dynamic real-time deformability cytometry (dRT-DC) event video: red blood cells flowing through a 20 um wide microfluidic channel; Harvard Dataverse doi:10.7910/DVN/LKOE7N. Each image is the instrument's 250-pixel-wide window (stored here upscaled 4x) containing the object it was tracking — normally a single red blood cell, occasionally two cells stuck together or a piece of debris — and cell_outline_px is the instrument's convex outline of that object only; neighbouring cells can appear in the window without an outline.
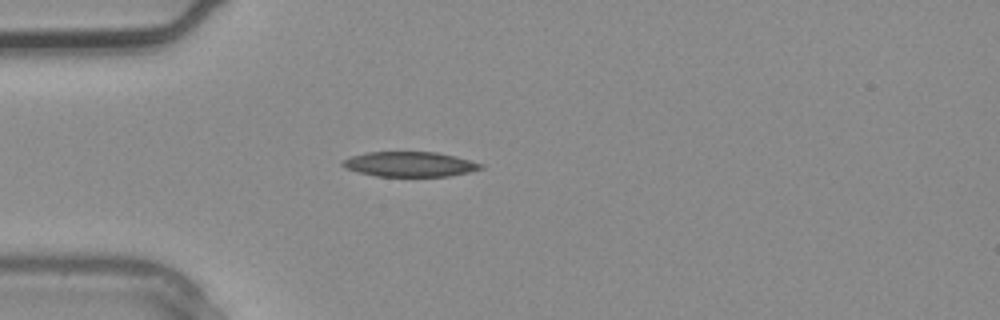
{"species": "common noctule bat (a hibernating species)", "species_latin": "Nyctalus noctula", "temperature_condition": "warm", "stored_images_in_passage": 2, "camera_frame_rate_fps": 3000, "um_per_image_px": 0.085, "animal": {"sex": "male", "body_mass_g": 20.4}, "frame": {"image": 1, "passage_image": 2, "time_ms": 0.333, "image_size_px": [1000, 320], "cell_outline_px": [[484, 168], [468, 172], [448, 176], [376, 176], [344, 168], [340, 164], [344, 160], [352, 156], [368, 152], [436, 152], [456, 156], [484, 164]], "centroid_in_image_um": [34.85, 13.95], "position_along_channel_um": 50.1, "area_um2": 20.0}}